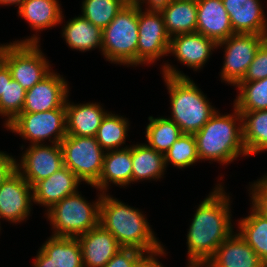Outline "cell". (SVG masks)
Here are the masks:
<instances>
[{
	"label": "cell",
	"mask_w": 267,
	"mask_h": 267,
	"mask_svg": "<svg viewBox=\"0 0 267 267\" xmlns=\"http://www.w3.org/2000/svg\"><path fill=\"white\" fill-rule=\"evenodd\" d=\"M25 0H0V4L1 5H19L18 8L21 6V4L24 2Z\"/></svg>",
	"instance_id": "obj_44"
},
{
	"label": "cell",
	"mask_w": 267,
	"mask_h": 267,
	"mask_svg": "<svg viewBox=\"0 0 267 267\" xmlns=\"http://www.w3.org/2000/svg\"><path fill=\"white\" fill-rule=\"evenodd\" d=\"M62 36L70 48L81 52L102 48V30L82 15L67 22Z\"/></svg>",
	"instance_id": "obj_26"
},
{
	"label": "cell",
	"mask_w": 267,
	"mask_h": 267,
	"mask_svg": "<svg viewBox=\"0 0 267 267\" xmlns=\"http://www.w3.org/2000/svg\"><path fill=\"white\" fill-rule=\"evenodd\" d=\"M66 100L67 135L95 137L108 113L98 103L70 104Z\"/></svg>",
	"instance_id": "obj_22"
},
{
	"label": "cell",
	"mask_w": 267,
	"mask_h": 267,
	"mask_svg": "<svg viewBox=\"0 0 267 267\" xmlns=\"http://www.w3.org/2000/svg\"><path fill=\"white\" fill-rule=\"evenodd\" d=\"M132 183L141 180L159 179L166 170L164 155L147 144L131 146Z\"/></svg>",
	"instance_id": "obj_27"
},
{
	"label": "cell",
	"mask_w": 267,
	"mask_h": 267,
	"mask_svg": "<svg viewBox=\"0 0 267 267\" xmlns=\"http://www.w3.org/2000/svg\"><path fill=\"white\" fill-rule=\"evenodd\" d=\"M131 146L105 152L99 180L92 186L105 193L109 183L126 186L132 182Z\"/></svg>",
	"instance_id": "obj_23"
},
{
	"label": "cell",
	"mask_w": 267,
	"mask_h": 267,
	"mask_svg": "<svg viewBox=\"0 0 267 267\" xmlns=\"http://www.w3.org/2000/svg\"><path fill=\"white\" fill-rule=\"evenodd\" d=\"M266 35L234 34L217 44L226 47L221 79L236 86L244 77Z\"/></svg>",
	"instance_id": "obj_10"
},
{
	"label": "cell",
	"mask_w": 267,
	"mask_h": 267,
	"mask_svg": "<svg viewBox=\"0 0 267 267\" xmlns=\"http://www.w3.org/2000/svg\"><path fill=\"white\" fill-rule=\"evenodd\" d=\"M7 44L0 45V69L6 62Z\"/></svg>",
	"instance_id": "obj_43"
},
{
	"label": "cell",
	"mask_w": 267,
	"mask_h": 267,
	"mask_svg": "<svg viewBox=\"0 0 267 267\" xmlns=\"http://www.w3.org/2000/svg\"><path fill=\"white\" fill-rule=\"evenodd\" d=\"M160 13L170 37L196 32L197 0H173Z\"/></svg>",
	"instance_id": "obj_24"
},
{
	"label": "cell",
	"mask_w": 267,
	"mask_h": 267,
	"mask_svg": "<svg viewBox=\"0 0 267 267\" xmlns=\"http://www.w3.org/2000/svg\"><path fill=\"white\" fill-rule=\"evenodd\" d=\"M131 0H83L82 16L101 30L105 29L117 13Z\"/></svg>",
	"instance_id": "obj_33"
},
{
	"label": "cell",
	"mask_w": 267,
	"mask_h": 267,
	"mask_svg": "<svg viewBox=\"0 0 267 267\" xmlns=\"http://www.w3.org/2000/svg\"><path fill=\"white\" fill-rule=\"evenodd\" d=\"M250 189L252 190L250 192L252 195V207L267 218V178L264 176L258 179Z\"/></svg>",
	"instance_id": "obj_37"
},
{
	"label": "cell",
	"mask_w": 267,
	"mask_h": 267,
	"mask_svg": "<svg viewBox=\"0 0 267 267\" xmlns=\"http://www.w3.org/2000/svg\"><path fill=\"white\" fill-rule=\"evenodd\" d=\"M26 149L16 170L32 187L64 167L60 144H32Z\"/></svg>",
	"instance_id": "obj_12"
},
{
	"label": "cell",
	"mask_w": 267,
	"mask_h": 267,
	"mask_svg": "<svg viewBox=\"0 0 267 267\" xmlns=\"http://www.w3.org/2000/svg\"><path fill=\"white\" fill-rule=\"evenodd\" d=\"M142 10L138 6L137 65L151 64L162 56H168L171 39L160 11Z\"/></svg>",
	"instance_id": "obj_11"
},
{
	"label": "cell",
	"mask_w": 267,
	"mask_h": 267,
	"mask_svg": "<svg viewBox=\"0 0 267 267\" xmlns=\"http://www.w3.org/2000/svg\"><path fill=\"white\" fill-rule=\"evenodd\" d=\"M267 77V39L260 45L255 57L240 82L262 80Z\"/></svg>",
	"instance_id": "obj_36"
},
{
	"label": "cell",
	"mask_w": 267,
	"mask_h": 267,
	"mask_svg": "<svg viewBox=\"0 0 267 267\" xmlns=\"http://www.w3.org/2000/svg\"><path fill=\"white\" fill-rule=\"evenodd\" d=\"M99 224L116 238L122 248H135L146 253L162 246L139 209L106 193H102Z\"/></svg>",
	"instance_id": "obj_3"
},
{
	"label": "cell",
	"mask_w": 267,
	"mask_h": 267,
	"mask_svg": "<svg viewBox=\"0 0 267 267\" xmlns=\"http://www.w3.org/2000/svg\"><path fill=\"white\" fill-rule=\"evenodd\" d=\"M196 32L217 44L235 34L222 0H197Z\"/></svg>",
	"instance_id": "obj_19"
},
{
	"label": "cell",
	"mask_w": 267,
	"mask_h": 267,
	"mask_svg": "<svg viewBox=\"0 0 267 267\" xmlns=\"http://www.w3.org/2000/svg\"><path fill=\"white\" fill-rule=\"evenodd\" d=\"M80 182L77 176L64 166L32 187L33 202L50 209L66 196L76 193Z\"/></svg>",
	"instance_id": "obj_21"
},
{
	"label": "cell",
	"mask_w": 267,
	"mask_h": 267,
	"mask_svg": "<svg viewBox=\"0 0 267 267\" xmlns=\"http://www.w3.org/2000/svg\"><path fill=\"white\" fill-rule=\"evenodd\" d=\"M146 126V139L148 146L165 155L175 141L183 135L179 126L171 119L165 117L154 118L149 116Z\"/></svg>",
	"instance_id": "obj_30"
},
{
	"label": "cell",
	"mask_w": 267,
	"mask_h": 267,
	"mask_svg": "<svg viewBox=\"0 0 267 267\" xmlns=\"http://www.w3.org/2000/svg\"><path fill=\"white\" fill-rule=\"evenodd\" d=\"M138 5L130 1L102 30V53L107 61L137 66Z\"/></svg>",
	"instance_id": "obj_5"
},
{
	"label": "cell",
	"mask_w": 267,
	"mask_h": 267,
	"mask_svg": "<svg viewBox=\"0 0 267 267\" xmlns=\"http://www.w3.org/2000/svg\"><path fill=\"white\" fill-rule=\"evenodd\" d=\"M251 214L239 220L238 234L259 256L267 267V218L263 217L253 207Z\"/></svg>",
	"instance_id": "obj_29"
},
{
	"label": "cell",
	"mask_w": 267,
	"mask_h": 267,
	"mask_svg": "<svg viewBox=\"0 0 267 267\" xmlns=\"http://www.w3.org/2000/svg\"><path fill=\"white\" fill-rule=\"evenodd\" d=\"M33 188L16 170L0 185V218L12 223L30 215Z\"/></svg>",
	"instance_id": "obj_13"
},
{
	"label": "cell",
	"mask_w": 267,
	"mask_h": 267,
	"mask_svg": "<svg viewBox=\"0 0 267 267\" xmlns=\"http://www.w3.org/2000/svg\"><path fill=\"white\" fill-rule=\"evenodd\" d=\"M16 164V159L0 151V185L16 171Z\"/></svg>",
	"instance_id": "obj_39"
},
{
	"label": "cell",
	"mask_w": 267,
	"mask_h": 267,
	"mask_svg": "<svg viewBox=\"0 0 267 267\" xmlns=\"http://www.w3.org/2000/svg\"><path fill=\"white\" fill-rule=\"evenodd\" d=\"M101 199L102 193L91 204L77 191L47 209V217L54 230L52 235L77 238L93 229L99 224Z\"/></svg>",
	"instance_id": "obj_6"
},
{
	"label": "cell",
	"mask_w": 267,
	"mask_h": 267,
	"mask_svg": "<svg viewBox=\"0 0 267 267\" xmlns=\"http://www.w3.org/2000/svg\"><path fill=\"white\" fill-rule=\"evenodd\" d=\"M162 74L170 95L173 120L183 133L198 132L216 112L193 80L172 65H162ZM210 103V104H209Z\"/></svg>",
	"instance_id": "obj_2"
},
{
	"label": "cell",
	"mask_w": 267,
	"mask_h": 267,
	"mask_svg": "<svg viewBox=\"0 0 267 267\" xmlns=\"http://www.w3.org/2000/svg\"><path fill=\"white\" fill-rule=\"evenodd\" d=\"M165 166L169 163L178 168L188 167L199 160L193 134L183 133L165 153Z\"/></svg>",
	"instance_id": "obj_35"
},
{
	"label": "cell",
	"mask_w": 267,
	"mask_h": 267,
	"mask_svg": "<svg viewBox=\"0 0 267 267\" xmlns=\"http://www.w3.org/2000/svg\"><path fill=\"white\" fill-rule=\"evenodd\" d=\"M5 88V64L0 69V97L4 94Z\"/></svg>",
	"instance_id": "obj_42"
},
{
	"label": "cell",
	"mask_w": 267,
	"mask_h": 267,
	"mask_svg": "<svg viewBox=\"0 0 267 267\" xmlns=\"http://www.w3.org/2000/svg\"><path fill=\"white\" fill-rule=\"evenodd\" d=\"M6 128L30 140L31 145L42 144L48 138L51 143L60 144L67 136L65 105L45 112L20 113Z\"/></svg>",
	"instance_id": "obj_9"
},
{
	"label": "cell",
	"mask_w": 267,
	"mask_h": 267,
	"mask_svg": "<svg viewBox=\"0 0 267 267\" xmlns=\"http://www.w3.org/2000/svg\"><path fill=\"white\" fill-rule=\"evenodd\" d=\"M134 1L141 9L142 3L146 2L148 8H145L146 11H160L164 7L168 6L173 0H132Z\"/></svg>",
	"instance_id": "obj_41"
},
{
	"label": "cell",
	"mask_w": 267,
	"mask_h": 267,
	"mask_svg": "<svg viewBox=\"0 0 267 267\" xmlns=\"http://www.w3.org/2000/svg\"><path fill=\"white\" fill-rule=\"evenodd\" d=\"M219 185V186H218ZM198 206L187 233L188 267H204L234 231L230 197L221 184Z\"/></svg>",
	"instance_id": "obj_1"
},
{
	"label": "cell",
	"mask_w": 267,
	"mask_h": 267,
	"mask_svg": "<svg viewBox=\"0 0 267 267\" xmlns=\"http://www.w3.org/2000/svg\"><path fill=\"white\" fill-rule=\"evenodd\" d=\"M204 267H266L238 233H232L217 248Z\"/></svg>",
	"instance_id": "obj_20"
},
{
	"label": "cell",
	"mask_w": 267,
	"mask_h": 267,
	"mask_svg": "<svg viewBox=\"0 0 267 267\" xmlns=\"http://www.w3.org/2000/svg\"><path fill=\"white\" fill-rule=\"evenodd\" d=\"M129 122L127 118L117 114L107 113L102 120L96 134V140L101 148L106 151L120 149L125 144Z\"/></svg>",
	"instance_id": "obj_31"
},
{
	"label": "cell",
	"mask_w": 267,
	"mask_h": 267,
	"mask_svg": "<svg viewBox=\"0 0 267 267\" xmlns=\"http://www.w3.org/2000/svg\"><path fill=\"white\" fill-rule=\"evenodd\" d=\"M238 96L234 107L238 111H257L267 109V77L251 82H239Z\"/></svg>",
	"instance_id": "obj_32"
},
{
	"label": "cell",
	"mask_w": 267,
	"mask_h": 267,
	"mask_svg": "<svg viewBox=\"0 0 267 267\" xmlns=\"http://www.w3.org/2000/svg\"><path fill=\"white\" fill-rule=\"evenodd\" d=\"M39 39L33 35L25 40L7 44L5 64L12 79L25 90L32 88L51 72L49 61L39 49Z\"/></svg>",
	"instance_id": "obj_7"
},
{
	"label": "cell",
	"mask_w": 267,
	"mask_h": 267,
	"mask_svg": "<svg viewBox=\"0 0 267 267\" xmlns=\"http://www.w3.org/2000/svg\"><path fill=\"white\" fill-rule=\"evenodd\" d=\"M164 246H161L159 249L151 252L143 253L137 260L135 267H164L160 263L156 256L165 255ZM145 254V255H144Z\"/></svg>",
	"instance_id": "obj_40"
},
{
	"label": "cell",
	"mask_w": 267,
	"mask_h": 267,
	"mask_svg": "<svg viewBox=\"0 0 267 267\" xmlns=\"http://www.w3.org/2000/svg\"><path fill=\"white\" fill-rule=\"evenodd\" d=\"M60 4L57 0H25L18 8L33 30L42 31L60 24L63 20Z\"/></svg>",
	"instance_id": "obj_25"
},
{
	"label": "cell",
	"mask_w": 267,
	"mask_h": 267,
	"mask_svg": "<svg viewBox=\"0 0 267 267\" xmlns=\"http://www.w3.org/2000/svg\"><path fill=\"white\" fill-rule=\"evenodd\" d=\"M26 91L16 80L12 79L10 70L5 64V88L4 94L0 97V116L8 117L5 126L22 112Z\"/></svg>",
	"instance_id": "obj_34"
},
{
	"label": "cell",
	"mask_w": 267,
	"mask_h": 267,
	"mask_svg": "<svg viewBox=\"0 0 267 267\" xmlns=\"http://www.w3.org/2000/svg\"><path fill=\"white\" fill-rule=\"evenodd\" d=\"M77 239L82 248L84 267H104L122 248L116 238L100 224Z\"/></svg>",
	"instance_id": "obj_17"
},
{
	"label": "cell",
	"mask_w": 267,
	"mask_h": 267,
	"mask_svg": "<svg viewBox=\"0 0 267 267\" xmlns=\"http://www.w3.org/2000/svg\"><path fill=\"white\" fill-rule=\"evenodd\" d=\"M215 48V41L193 32L171 37L168 53H172L184 65L198 70L205 65Z\"/></svg>",
	"instance_id": "obj_18"
},
{
	"label": "cell",
	"mask_w": 267,
	"mask_h": 267,
	"mask_svg": "<svg viewBox=\"0 0 267 267\" xmlns=\"http://www.w3.org/2000/svg\"><path fill=\"white\" fill-rule=\"evenodd\" d=\"M233 114L221 115L216 110L206 124L193 134L199 161L207 159L228 164L239 155H248L243 142L242 116L235 107Z\"/></svg>",
	"instance_id": "obj_4"
},
{
	"label": "cell",
	"mask_w": 267,
	"mask_h": 267,
	"mask_svg": "<svg viewBox=\"0 0 267 267\" xmlns=\"http://www.w3.org/2000/svg\"><path fill=\"white\" fill-rule=\"evenodd\" d=\"M143 253L135 248H121L104 267H135Z\"/></svg>",
	"instance_id": "obj_38"
},
{
	"label": "cell",
	"mask_w": 267,
	"mask_h": 267,
	"mask_svg": "<svg viewBox=\"0 0 267 267\" xmlns=\"http://www.w3.org/2000/svg\"><path fill=\"white\" fill-rule=\"evenodd\" d=\"M242 116L243 142L249 155L267 150V109L239 111Z\"/></svg>",
	"instance_id": "obj_28"
},
{
	"label": "cell",
	"mask_w": 267,
	"mask_h": 267,
	"mask_svg": "<svg viewBox=\"0 0 267 267\" xmlns=\"http://www.w3.org/2000/svg\"><path fill=\"white\" fill-rule=\"evenodd\" d=\"M235 34L267 35V19L260 0H222Z\"/></svg>",
	"instance_id": "obj_16"
},
{
	"label": "cell",
	"mask_w": 267,
	"mask_h": 267,
	"mask_svg": "<svg viewBox=\"0 0 267 267\" xmlns=\"http://www.w3.org/2000/svg\"><path fill=\"white\" fill-rule=\"evenodd\" d=\"M48 239L39 249L33 267H84L82 248L76 237Z\"/></svg>",
	"instance_id": "obj_15"
},
{
	"label": "cell",
	"mask_w": 267,
	"mask_h": 267,
	"mask_svg": "<svg viewBox=\"0 0 267 267\" xmlns=\"http://www.w3.org/2000/svg\"><path fill=\"white\" fill-rule=\"evenodd\" d=\"M60 145L64 166L80 181L93 186L99 180L105 155L96 137L67 135Z\"/></svg>",
	"instance_id": "obj_8"
},
{
	"label": "cell",
	"mask_w": 267,
	"mask_h": 267,
	"mask_svg": "<svg viewBox=\"0 0 267 267\" xmlns=\"http://www.w3.org/2000/svg\"><path fill=\"white\" fill-rule=\"evenodd\" d=\"M65 79L53 71L26 91L21 113L45 112L61 108L68 99Z\"/></svg>",
	"instance_id": "obj_14"
}]
</instances>
